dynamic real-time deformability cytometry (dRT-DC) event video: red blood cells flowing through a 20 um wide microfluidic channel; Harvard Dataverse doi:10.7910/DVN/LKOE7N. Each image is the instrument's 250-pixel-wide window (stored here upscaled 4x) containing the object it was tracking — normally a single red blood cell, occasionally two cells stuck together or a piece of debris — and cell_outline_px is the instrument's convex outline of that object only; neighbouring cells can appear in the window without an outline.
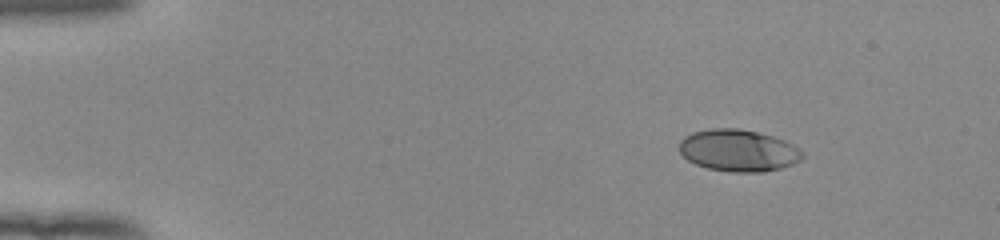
{"species": "human", "species_latin": "Homo sapiens", "temperature_condition": "room temperature", "stored_images_in_passage": 53, "camera_frame_rate_fps": 3000, "um_per_image_px": 0.085, "donor": {"sex": "female"}, "frame": {"image": 1, "passage_image": 7, "time_ms": 2.0, "image_size_px": [1000, 240], "cell_outline_px": [[804, 156], [800, 160], [792, 164], [780, 168], [764, 172], [732, 172], [708, 168], [696, 164], [688, 160], [680, 152], [680, 140], [684, 136], [692, 132], [712, 128], [736, 128], [756, 132], [772, 136], [784, 140], [800, 148], [804, 152]], "centroid_in_image_um": [62.77, 12.79], "position_along_channel_um": 22.2, "area_um2": 30.06}}
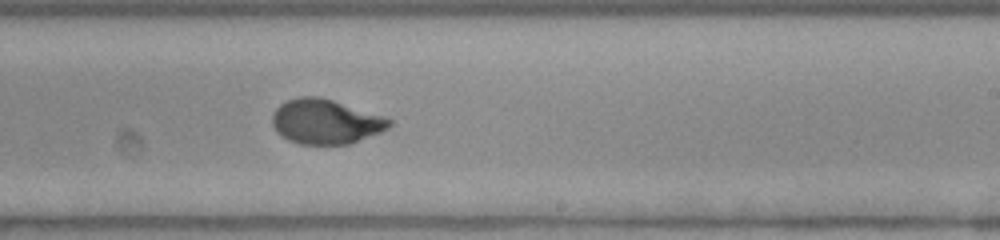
{"frame": {"image": 2, "passage_image": 33, "time_ms": 10.667, "image_size_px": [1000, 240], "cell_outline_px": [[392, 124], [388, 128], [380, 132], [352, 144], [300, 144], [288, 140], [280, 136], [276, 132], [272, 124], [272, 112], [280, 104], [288, 100], [300, 96], [320, 96], [392, 120]], "centroid_in_image_um": [27.62, 10.35], "position_along_channel_um": 261.4, "area_um2": 30.35}}
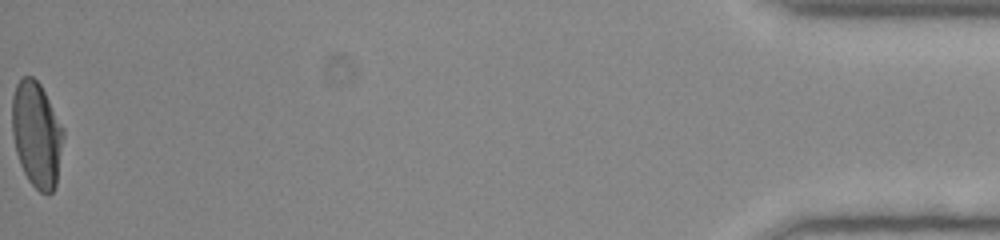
{"frame": {"image": 3, "passage_image": 53, "time_ms": 17.333, "image_size_px": [1000, 240], "cell_outline_px": [[64, 136], [56, 184], [52, 192], [48, 196], [40, 192], [28, 180], [20, 164], [16, 152], [12, 136], [12, 96], [16, 84], [24, 76], [32, 76], [40, 84], [64, 128]], "centroid_in_image_um": [3.11, 11.44], "position_along_channel_um": 432.1, "area_um2": 31.67}, "authors_computed_cell_mechanics": {"area_um2": 30.4606, "velocity_mm_per_s": 3.9395, "shape_relaxation_time_tau1_ms": 4.8589, "shape_relaxation_time_tau2_ms": null, "deformation_change_tau1": 0.2207, "deformation_change_tau2": null}}